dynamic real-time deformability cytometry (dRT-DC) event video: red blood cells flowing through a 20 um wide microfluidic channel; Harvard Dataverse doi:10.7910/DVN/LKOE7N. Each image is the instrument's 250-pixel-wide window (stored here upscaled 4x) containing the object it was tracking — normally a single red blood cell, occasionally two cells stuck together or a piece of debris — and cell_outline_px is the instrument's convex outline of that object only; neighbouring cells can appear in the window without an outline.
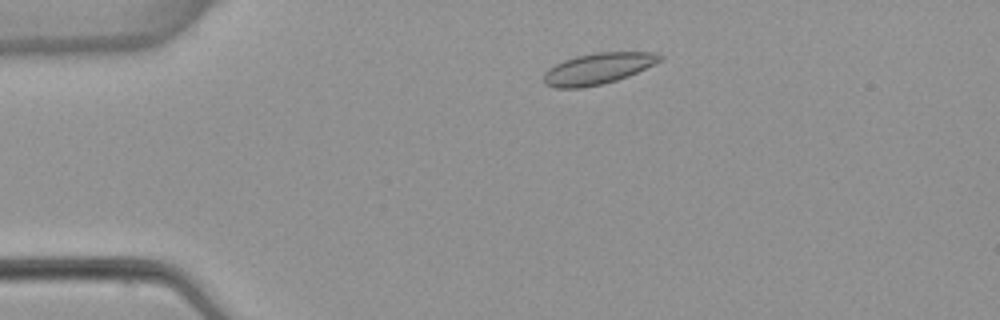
{"species": "common noctule bat (a hibernating species)", "species_latin": "Nyctalus noctula", "temperature_condition": "warm", "stored_images_in_passage": 3, "camera_frame_rate_fps": 3000, "um_per_image_px": 0.085, "animal": {"sex": "female", "body_mass_g": 22.7, "forearm_length_mm": 54.2}, "frame": {"image": 1, "passage_image": 2, "time_ms": 1.0, "image_size_px": [1000, 320], "cell_outline_px": [[664, 60], [628, 76], [616, 80], [584, 88], [556, 88], [544, 84], [544, 72], [548, 68], [564, 60], [576, 56], [596, 52], [656, 52], [664, 56]], "centroid_in_image_um": [50.85, 5.82], "position_along_channel_um": 34.2, "area_um2": 21.21}}